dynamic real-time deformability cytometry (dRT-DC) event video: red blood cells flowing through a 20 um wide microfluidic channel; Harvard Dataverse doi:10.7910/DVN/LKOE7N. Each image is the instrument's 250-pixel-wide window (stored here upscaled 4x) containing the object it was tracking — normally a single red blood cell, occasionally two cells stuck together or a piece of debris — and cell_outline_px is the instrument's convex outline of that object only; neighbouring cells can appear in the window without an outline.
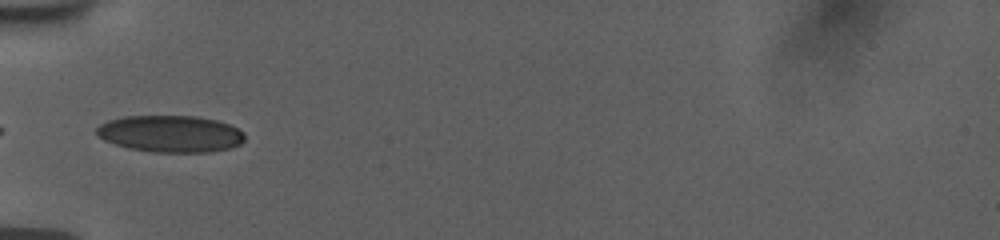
{"species": "human", "species_latin": "Homo sapiens", "temperature_condition": "room temperature", "stored_images_in_passage": 36, "camera_frame_rate_fps": 3000, "um_per_image_px": 0.085, "donor": {"sex": "female"}, "frame": {"image": 1, "passage_image": 1, "time_ms": 0.0, "image_size_px": [1000, 240], "cell_outline_px": [[244, 140], [240, 144], [232, 148], [208, 152], [152, 152], [128, 148], [104, 140], [96, 132], [96, 128], [100, 124], [108, 120], [124, 116], [196, 116], [216, 120], [228, 124], [244, 132]], "centroid_in_image_um": [14.5, 11.37], "position_along_channel_um": 70.5, "area_um2": 31.79}}
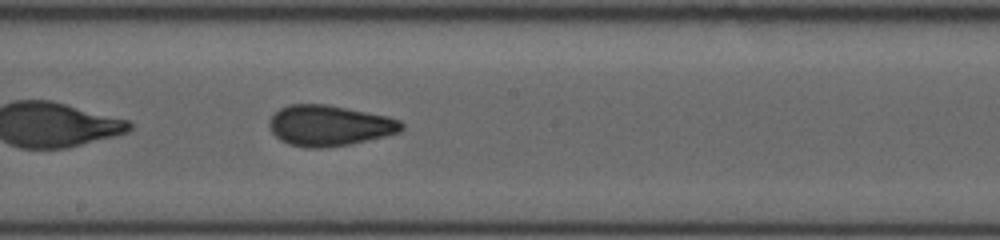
{"frame": {"image": 2, "passage_image": 13, "time_ms": 4.0, "image_size_px": [1000, 240], "cell_outline_px": [[404, 128], [400, 132], [352, 144], [324, 148], [304, 148], [288, 144], [280, 140], [272, 132], [268, 124], [268, 120], [280, 108], [288, 104], [328, 104], [388, 116], [400, 120], [404, 124]], "centroid_in_image_um": [27.99, 10.68], "position_along_channel_um": 220.2, "area_um2": 31.67}}
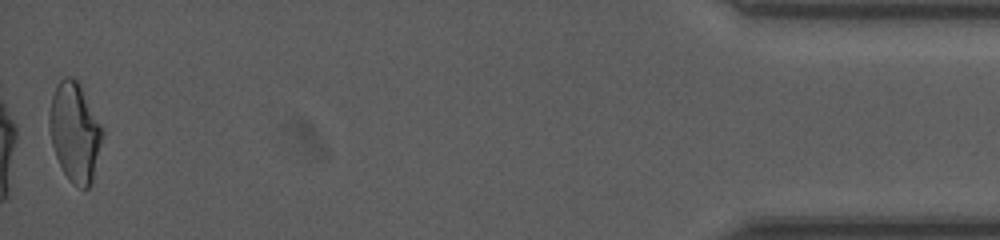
{"frame": {"image": 3, "passage_image": 36, "time_ms": 11.667, "image_size_px": [1000, 240], "cell_outline_px": [[104, 136], [92, 184], [88, 188], [84, 188], [72, 184], [64, 172], [56, 156], [52, 144], [48, 128], [48, 112], [52, 96], [56, 84], [64, 76], [72, 76], [80, 80], [104, 132]], "centroid_in_image_um": [6.37, 11.18], "position_along_channel_um": 428.8, "area_um2": 31.33}, "authors_computed_cell_mechanics": {"area_um2": 30.5184, "velocity_mm_per_s": 3.7652, "shape_relaxation_time_tau1_ms": null, "shape_relaxation_time_tau2_ms": 1.3383, "deformation_change_tau1": null, "deformation_change_tau2": 0.0785}}